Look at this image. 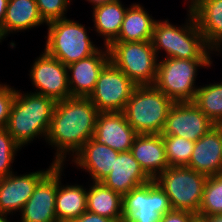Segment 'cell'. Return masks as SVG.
<instances>
[{
	"label": "cell",
	"mask_w": 222,
	"mask_h": 222,
	"mask_svg": "<svg viewBox=\"0 0 222 222\" xmlns=\"http://www.w3.org/2000/svg\"><path fill=\"white\" fill-rule=\"evenodd\" d=\"M99 112L89 98L70 97L57 101L46 142L55 148L54 163L64 165L93 137Z\"/></svg>",
	"instance_id": "1"
},
{
	"label": "cell",
	"mask_w": 222,
	"mask_h": 222,
	"mask_svg": "<svg viewBox=\"0 0 222 222\" xmlns=\"http://www.w3.org/2000/svg\"><path fill=\"white\" fill-rule=\"evenodd\" d=\"M55 103L47 96L16 90L5 129L21 147L41 136L46 141Z\"/></svg>",
	"instance_id": "2"
},
{
	"label": "cell",
	"mask_w": 222,
	"mask_h": 222,
	"mask_svg": "<svg viewBox=\"0 0 222 222\" xmlns=\"http://www.w3.org/2000/svg\"><path fill=\"white\" fill-rule=\"evenodd\" d=\"M188 20L186 25L174 26L165 21L156 20L152 45L157 58L160 50H164L166 58H178L188 60H212V50L206 43L205 37L197 28L196 22L188 9ZM159 52V53H158Z\"/></svg>",
	"instance_id": "3"
},
{
	"label": "cell",
	"mask_w": 222,
	"mask_h": 222,
	"mask_svg": "<svg viewBox=\"0 0 222 222\" xmlns=\"http://www.w3.org/2000/svg\"><path fill=\"white\" fill-rule=\"evenodd\" d=\"M173 103L154 86H136L123 113L137 134H161Z\"/></svg>",
	"instance_id": "4"
},
{
	"label": "cell",
	"mask_w": 222,
	"mask_h": 222,
	"mask_svg": "<svg viewBox=\"0 0 222 222\" xmlns=\"http://www.w3.org/2000/svg\"><path fill=\"white\" fill-rule=\"evenodd\" d=\"M44 51L68 66L94 54L99 47L95 46L87 33L85 25L67 17L47 24Z\"/></svg>",
	"instance_id": "5"
},
{
	"label": "cell",
	"mask_w": 222,
	"mask_h": 222,
	"mask_svg": "<svg viewBox=\"0 0 222 222\" xmlns=\"http://www.w3.org/2000/svg\"><path fill=\"white\" fill-rule=\"evenodd\" d=\"M212 60H188L165 58L158 60L153 86L173 102H192L198 86L195 87L199 67H210Z\"/></svg>",
	"instance_id": "6"
},
{
	"label": "cell",
	"mask_w": 222,
	"mask_h": 222,
	"mask_svg": "<svg viewBox=\"0 0 222 222\" xmlns=\"http://www.w3.org/2000/svg\"><path fill=\"white\" fill-rule=\"evenodd\" d=\"M110 62L136 86H153L158 58L151 41L112 42Z\"/></svg>",
	"instance_id": "7"
},
{
	"label": "cell",
	"mask_w": 222,
	"mask_h": 222,
	"mask_svg": "<svg viewBox=\"0 0 222 222\" xmlns=\"http://www.w3.org/2000/svg\"><path fill=\"white\" fill-rule=\"evenodd\" d=\"M207 178L187 166H169L154 181L168 196L172 209L197 215Z\"/></svg>",
	"instance_id": "8"
},
{
	"label": "cell",
	"mask_w": 222,
	"mask_h": 222,
	"mask_svg": "<svg viewBox=\"0 0 222 222\" xmlns=\"http://www.w3.org/2000/svg\"><path fill=\"white\" fill-rule=\"evenodd\" d=\"M123 222H160L172 210L168 196L151 180L123 196Z\"/></svg>",
	"instance_id": "9"
},
{
	"label": "cell",
	"mask_w": 222,
	"mask_h": 222,
	"mask_svg": "<svg viewBox=\"0 0 222 222\" xmlns=\"http://www.w3.org/2000/svg\"><path fill=\"white\" fill-rule=\"evenodd\" d=\"M136 85L109 62L101 71L89 96L99 113L123 112Z\"/></svg>",
	"instance_id": "10"
},
{
	"label": "cell",
	"mask_w": 222,
	"mask_h": 222,
	"mask_svg": "<svg viewBox=\"0 0 222 222\" xmlns=\"http://www.w3.org/2000/svg\"><path fill=\"white\" fill-rule=\"evenodd\" d=\"M29 72L33 87L36 88L33 93L47 96L55 102L71 97L67 66L57 58L44 51Z\"/></svg>",
	"instance_id": "11"
},
{
	"label": "cell",
	"mask_w": 222,
	"mask_h": 222,
	"mask_svg": "<svg viewBox=\"0 0 222 222\" xmlns=\"http://www.w3.org/2000/svg\"><path fill=\"white\" fill-rule=\"evenodd\" d=\"M214 126L193 102H174L161 135H175L196 142Z\"/></svg>",
	"instance_id": "12"
},
{
	"label": "cell",
	"mask_w": 222,
	"mask_h": 222,
	"mask_svg": "<svg viewBox=\"0 0 222 222\" xmlns=\"http://www.w3.org/2000/svg\"><path fill=\"white\" fill-rule=\"evenodd\" d=\"M59 185V165H55L36 185L21 210V222H58L55 200Z\"/></svg>",
	"instance_id": "13"
},
{
	"label": "cell",
	"mask_w": 222,
	"mask_h": 222,
	"mask_svg": "<svg viewBox=\"0 0 222 222\" xmlns=\"http://www.w3.org/2000/svg\"><path fill=\"white\" fill-rule=\"evenodd\" d=\"M109 62V50L107 46H104L89 57L69 64L67 76L71 97L89 98L101 71Z\"/></svg>",
	"instance_id": "14"
},
{
	"label": "cell",
	"mask_w": 222,
	"mask_h": 222,
	"mask_svg": "<svg viewBox=\"0 0 222 222\" xmlns=\"http://www.w3.org/2000/svg\"><path fill=\"white\" fill-rule=\"evenodd\" d=\"M55 165L53 162L47 170L33 171L19 176L13 172L6 177L0 178V213L10 215L15 211L18 212V210L21 212L38 182Z\"/></svg>",
	"instance_id": "15"
},
{
	"label": "cell",
	"mask_w": 222,
	"mask_h": 222,
	"mask_svg": "<svg viewBox=\"0 0 222 222\" xmlns=\"http://www.w3.org/2000/svg\"><path fill=\"white\" fill-rule=\"evenodd\" d=\"M137 135L123 112H108L99 113L92 138L120 153L131 149Z\"/></svg>",
	"instance_id": "16"
},
{
	"label": "cell",
	"mask_w": 222,
	"mask_h": 222,
	"mask_svg": "<svg viewBox=\"0 0 222 222\" xmlns=\"http://www.w3.org/2000/svg\"><path fill=\"white\" fill-rule=\"evenodd\" d=\"M187 167L207 176L222 174V135L217 125L195 142Z\"/></svg>",
	"instance_id": "17"
},
{
	"label": "cell",
	"mask_w": 222,
	"mask_h": 222,
	"mask_svg": "<svg viewBox=\"0 0 222 222\" xmlns=\"http://www.w3.org/2000/svg\"><path fill=\"white\" fill-rule=\"evenodd\" d=\"M151 180L129 150L118 153L113 170L101 183L123 197Z\"/></svg>",
	"instance_id": "18"
},
{
	"label": "cell",
	"mask_w": 222,
	"mask_h": 222,
	"mask_svg": "<svg viewBox=\"0 0 222 222\" xmlns=\"http://www.w3.org/2000/svg\"><path fill=\"white\" fill-rule=\"evenodd\" d=\"M190 10L197 28L205 37L212 51L221 52L222 46V0H189Z\"/></svg>",
	"instance_id": "19"
},
{
	"label": "cell",
	"mask_w": 222,
	"mask_h": 222,
	"mask_svg": "<svg viewBox=\"0 0 222 222\" xmlns=\"http://www.w3.org/2000/svg\"><path fill=\"white\" fill-rule=\"evenodd\" d=\"M117 151L111 147L89 139L73 156V163L87 172L93 182H101L113 170Z\"/></svg>",
	"instance_id": "20"
},
{
	"label": "cell",
	"mask_w": 222,
	"mask_h": 222,
	"mask_svg": "<svg viewBox=\"0 0 222 222\" xmlns=\"http://www.w3.org/2000/svg\"><path fill=\"white\" fill-rule=\"evenodd\" d=\"M130 152L152 180L169 167L161 134H138Z\"/></svg>",
	"instance_id": "21"
},
{
	"label": "cell",
	"mask_w": 222,
	"mask_h": 222,
	"mask_svg": "<svg viewBox=\"0 0 222 222\" xmlns=\"http://www.w3.org/2000/svg\"><path fill=\"white\" fill-rule=\"evenodd\" d=\"M45 22L40 16L35 0H8L0 42L10 33L31 29Z\"/></svg>",
	"instance_id": "22"
},
{
	"label": "cell",
	"mask_w": 222,
	"mask_h": 222,
	"mask_svg": "<svg viewBox=\"0 0 222 222\" xmlns=\"http://www.w3.org/2000/svg\"><path fill=\"white\" fill-rule=\"evenodd\" d=\"M64 165H59V185L56 193L55 212L58 222H71L87 211V189L83 185H62Z\"/></svg>",
	"instance_id": "23"
},
{
	"label": "cell",
	"mask_w": 222,
	"mask_h": 222,
	"mask_svg": "<svg viewBox=\"0 0 222 222\" xmlns=\"http://www.w3.org/2000/svg\"><path fill=\"white\" fill-rule=\"evenodd\" d=\"M156 20L137 3L127 7L122 26L114 42L151 41Z\"/></svg>",
	"instance_id": "24"
},
{
	"label": "cell",
	"mask_w": 222,
	"mask_h": 222,
	"mask_svg": "<svg viewBox=\"0 0 222 222\" xmlns=\"http://www.w3.org/2000/svg\"><path fill=\"white\" fill-rule=\"evenodd\" d=\"M92 8L94 29L103 37V46L108 47L119 35L127 8L121 0L96 4Z\"/></svg>",
	"instance_id": "25"
},
{
	"label": "cell",
	"mask_w": 222,
	"mask_h": 222,
	"mask_svg": "<svg viewBox=\"0 0 222 222\" xmlns=\"http://www.w3.org/2000/svg\"><path fill=\"white\" fill-rule=\"evenodd\" d=\"M87 189V211L123 222V197L104 186L101 182H93Z\"/></svg>",
	"instance_id": "26"
},
{
	"label": "cell",
	"mask_w": 222,
	"mask_h": 222,
	"mask_svg": "<svg viewBox=\"0 0 222 222\" xmlns=\"http://www.w3.org/2000/svg\"><path fill=\"white\" fill-rule=\"evenodd\" d=\"M192 102L215 125L222 123V82L199 86Z\"/></svg>",
	"instance_id": "27"
},
{
	"label": "cell",
	"mask_w": 222,
	"mask_h": 222,
	"mask_svg": "<svg viewBox=\"0 0 222 222\" xmlns=\"http://www.w3.org/2000/svg\"><path fill=\"white\" fill-rule=\"evenodd\" d=\"M222 214V174L208 176L197 217Z\"/></svg>",
	"instance_id": "28"
},
{
	"label": "cell",
	"mask_w": 222,
	"mask_h": 222,
	"mask_svg": "<svg viewBox=\"0 0 222 222\" xmlns=\"http://www.w3.org/2000/svg\"><path fill=\"white\" fill-rule=\"evenodd\" d=\"M162 139L169 166H188L195 142L175 135H162Z\"/></svg>",
	"instance_id": "29"
},
{
	"label": "cell",
	"mask_w": 222,
	"mask_h": 222,
	"mask_svg": "<svg viewBox=\"0 0 222 222\" xmlns=\"http://www.w3.org/2000/svg\"><path fill=\"white\" fill-rule=\"evenodd\" d=\"M21 148L6 129H0V178L13 173L11 163Z\"/></svg>",
	"instance_id": "30"
},
{
	"label": "cell",
	"mask_w": 222,
	"mask_h": 222,
	"mask_svg": "<svg viewBox=\"0 0 222 222\" xmlns=\"http://www.w3.org/2000/svg\"><path fill=\"white\" fill-rule=\"evenodd\" d=\"M43 21L48 24L66 18L64 14L71 5V0H35Z\"/></svg>",
	"instance_id": "31"
},
{
	"label": "cell",
	"mask_w": 222,
	"mask_h": 222,
	"mask_svg": "<svg viewBox=\"0 0 222 222\" xmlns=\"http://www.w3.org/2000/svg\"><path fill=\"white\" fill-rule=\"evenodd\" d=\"M16 90L6 84H0V129H5Z\"/></svg>",
	"instance_id": "32"
},
{
	"label": "cell",
	"mask_w": 222,
	"mask_h": 222,
	"mask_svg": "<svg viewBox=\"0 0 222 222\" xmlns=\"http://www.w3.org/2000/svg\"><path fill=\"white\" fill-rule=\"evenodd\" d=\"M197 215L185 210H170L161 216L160 222H193Z\"/></svg>",
	"instance_id": "33"
},
{
	"label": "cell",
	"mask_w": 222,
	"mask_h": 222,
	"mask_svg": "<svg viewBox=\"0 0 222 222\" xmlns=\"http://www.w3.org/2000/svg\"><path fill=\"white\" fill-rule=\"evenodd\" d=\"M71 222H117V221L86 211L83 214H81L77 219H74Z\"/></svg>",
	"instance_id": "34"
},
{
	"label": "cell",
	"mask_w": 222,
	"mask_h": 222,
	"mask_svg": "<svg viewBox=\"0 0 222 222\" xmlns=\"http://www.w3.org/2000/svg\"><path fill=\"white\" fill-rule=\"evenodd\" d=\"M7 4L8 0H0V29L2 28L5 19Z\"/></svg>",
	"instance_id": "35"
},
{
	"label": "cell",
	"mask_w": 222,
	"mask_h": 222,
	"mask_svg": "<svg viewBox=\"0 0 222 222\" xmlns=\"http://www.w3.org/2000/svg\"><path fill=\"white\" fill-rule=\"evenodd\" d=\"M198 218H200L203 222H222V214Z\"/></svg>",
	"instance_id": "36"
},
{
	"label": "cell",
	"mask_w": 222,
	"mask_h": 222,
	"mask_svg": "<svg viewBox=\"0 0 222 222\" xmlns=\"http://www.w3.org/2000/svg\"><path fill=\"white\" fill-rule=\"evenodd\" d=\"M89 3H92V5L100 4V3H105L113 0H87Z\"/></svg>",
	"instance_id": "37"
},
{
	"label": "cell",
	"mask_w": 222,
	"mask_h": 222,
	"mask_svg": "<svg viewBox=\"0 0 222 222\" xmlns=\"http://www.w3.org/2000/svg\"><path fill=\"white\" fill-rule=\"evenodd\" d=\"M0 222H10L7 219V215L0 213Z\"/></svg>",
	"instance_id": "38"
},
{
	"label": "cell",
	"mask_w": 222,
	"mask_h": 222,
	"mask_svg": "<svg viewBox=\"0 0 222 222\" xmlns=\"http://www.w3.org/2000/svg\"><path fill=\"white\" fill-rule=\"evenodd\" d=\"M193 222H203V221L197 217Z\"/></svg>",
	"instance_id": "39"
},
{
	"label": "cell",
	"mask_w": 222,
	"mask_h": 222,
	"mask_svg": "<svg viewBox=\"0 0 222 222\" xmlns=\"http://www.w3.org/2000/svg\"><path fill=\"white\" fill-rule=\"evenodd\" d=\"M217 126L221 129V135H222V123L217 124Z\"/></svg>",
	"instance_id": "40"
}]
</instances>
